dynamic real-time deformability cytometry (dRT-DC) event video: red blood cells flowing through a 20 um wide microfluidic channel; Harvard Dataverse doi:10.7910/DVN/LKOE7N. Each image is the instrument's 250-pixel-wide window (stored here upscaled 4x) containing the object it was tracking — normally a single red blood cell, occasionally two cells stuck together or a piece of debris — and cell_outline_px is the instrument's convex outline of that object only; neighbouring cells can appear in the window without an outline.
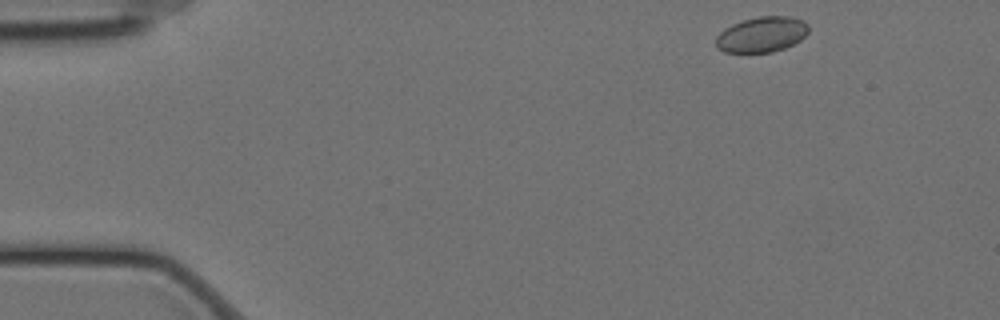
{"species": "Egyptian fruit bat (a non-hibernating species)", "species_latin": "Rousettus aegyptiacus", "temperature_condition": "cold", "stored_images_in_passage": 53, "camera_frame_rate_fps": 3000, "um_per_image_px": 0.085, "animal": {"sex": "female"}, "frame": {"image": 1, "passage_image": 1, "time_ms": 0.0, "image_size_px": [1000, 320], "cell_outline_px": [[808, 32], [800, 40], [784, 48], [772, 52], [724, 52], [716, 48], [716, 36], [724, 28], [732, 24], [744, 20], [760, 16], [792, 16], [804, 20], [808, 24]], "centroid_in_image_um": [64.74, 2.92], "position_along_channel_um": 20.3, "area_um2": 19.19}}
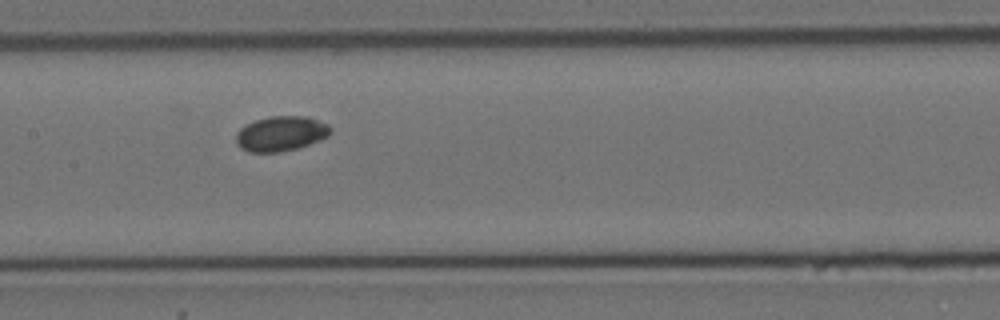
{"frame": {"image": 2, "passage_image": 23, "time_ms": 7.333, "image_size_px": [1000, 320], "cell_outline_px": [[332, 132], [328, 136], [320, 140], [296, 148], [280, 152], [248, 152], [240, 148], [236, 144], [236, 132], [244, 124], [256, 120], [272, 116], [308, 116], [328, 124], [332, 128]], "centroid_in_image_um": [23.87, 11.35], "position_along_channel_um": 183.5, "area_um2": 19.42}}
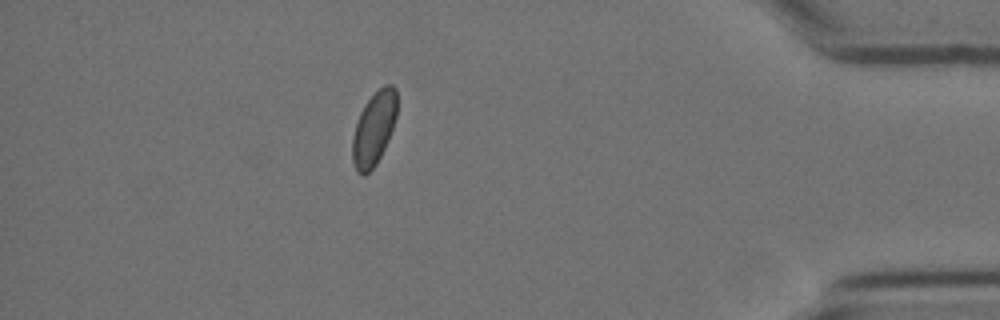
{"frame": {"image": 3, "passage_image": 46, "time_ms": 15.0, "image_size_px": [1000, 320], "cell_outline_px": [[396, 116], [388, 140], [376, 164], [364, 176], [356, 172], [352, 160], [352, 136], [360, 112], [364, 104], [384, 84], [392, 84], [396, 88]], "centroid_in_image_um": [31.76, 10.94], "position_along_channel_um": 403.4, "area_um2": 18.96}}